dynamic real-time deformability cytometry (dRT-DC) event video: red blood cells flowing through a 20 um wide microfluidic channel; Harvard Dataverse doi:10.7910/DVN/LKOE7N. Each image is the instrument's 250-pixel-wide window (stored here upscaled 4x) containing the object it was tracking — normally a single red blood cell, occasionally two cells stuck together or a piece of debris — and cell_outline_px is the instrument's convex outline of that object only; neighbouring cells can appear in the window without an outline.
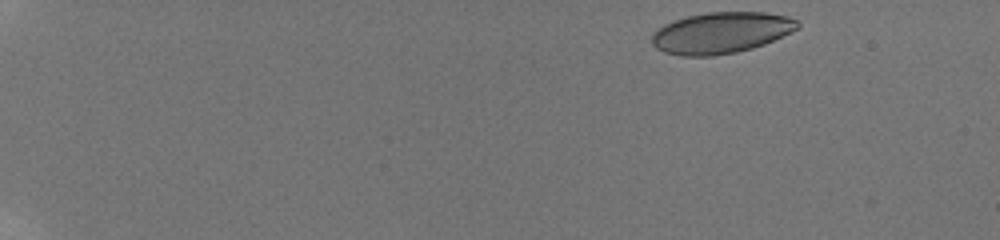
{"species": "human", "species_latin": "Homo sapiens", "temperature_condition": "room temperature", "stored_images_in_passage": 73, "camera_frame_rate_fps": 3000, "um_per_image_px": 0.085, "donor": {"sex": "male"}, "frame": {"image": 1, "passage_image": 1, "time_ms": 0.0, "image_size_px": [1000, 240], "cell_outline_px": [[800, 24], [796, 28], [764, 44], [752, 48], [736, 52], [712, 56], [680, 56], [664, 52], [656, 48], [652, 44], [652, 36], [664, 24], [688, 16], [708, 12], [764, 12], [788, 16], [796, 20]], "centroid_in_image_um": [61.26, 2.79], "position_along_channel_um": 23.7, "area_um2": 34.56}}
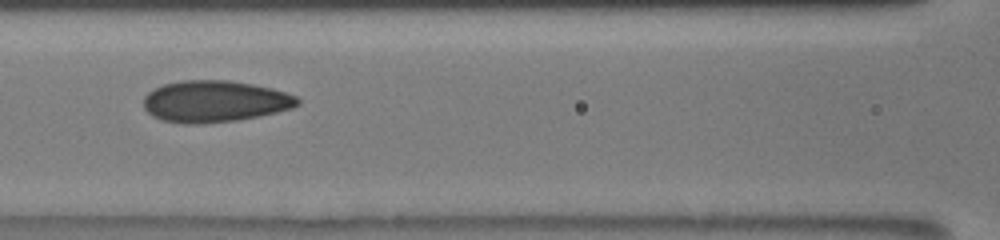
{"frame": {"image": 2, "passage_image": 28, "time_ms": 7.333, "image_size_px": [1000, 240], "cell_outline_px": [[300, 104], [292, 108], [260, 116], [236, 120], [204, 124], [184, 124], [160, 120], [152, 116], [144, 108], [144, 96], [148, 92], [164, 84], [184, 80], [228, 80], [252, 84], [272, 88], [296, 96], [300, 100]], "centroid_in_image_um": [18.25, 8.63], "position_along_channel_um": 148.4, "area_um2": 37.45}}
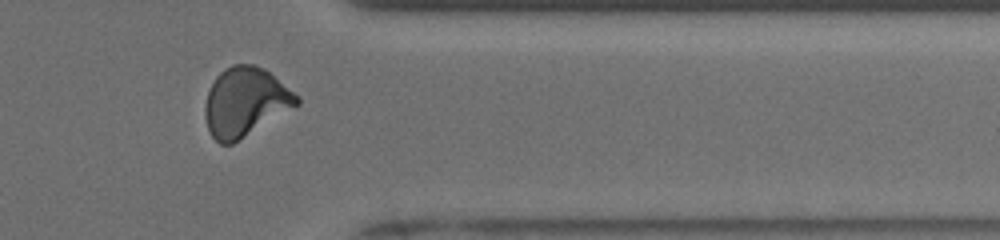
{"frame": {"image": 3, "passage_image": 59, "time_ms": 13.667, "image_size_px": [1000, 240], "cell_outline_px": [[300, 104], [232, 144], [220, 144], [212, 136], [208, 128], [204, 116], [204, 108], [208, 92], [216, 76], [224, 68], [232, 64], [256, 64], [264, 68], [300, 96]], "centroid_in_image_um": [20.85, 8.65], "position_along_channel_um": 390.5, "area_um2": 36.88}, "authors_computed_cell_mechanics": {"area_um2": 35.836, "velocity_mm_per_s": 3.8721, "shape_relaxation_time_tau1_ms": null, "shape_relaxation_time_tau2_ms": 1.1012, "deformation_change_tau1": null, "deformation_change_tau2": 0.0508}}